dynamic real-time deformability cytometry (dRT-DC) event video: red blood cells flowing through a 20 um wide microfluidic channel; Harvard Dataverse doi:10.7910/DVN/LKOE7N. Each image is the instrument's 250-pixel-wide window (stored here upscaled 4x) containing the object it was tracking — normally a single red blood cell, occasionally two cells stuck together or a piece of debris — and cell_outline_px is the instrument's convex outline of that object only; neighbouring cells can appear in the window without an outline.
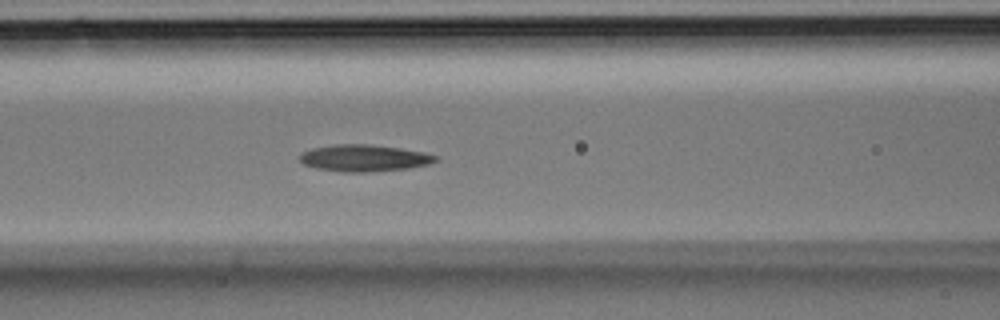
{"species": "Egyptian fruit bat (a non-hibernating species)", "species_latin": "Rousettus aegyptiacus", "temperature_condition": "room temperature", "stored_images_in_passage": 24, "camera_frame_rate_fps": 3000, "um_per_image_px": 0.085, "animal": {"sex": "male"}, "frame": {"image": 1, "passage_image": 5, "time_ms": 1.333, "image_size_px": [1000, 320], "cell_outline_px": [[432, 160], [420, 164], [396, 168], [328, 168], [308, 164], [300, 160], [300, 156], [308, 152], [320, 148], [392, 148], [416, 152], [432, 156]], "centroid_in_image_um": [30.92, 13.43], "position_along_channel_um": 135.7, "area_um2": 16.01}}
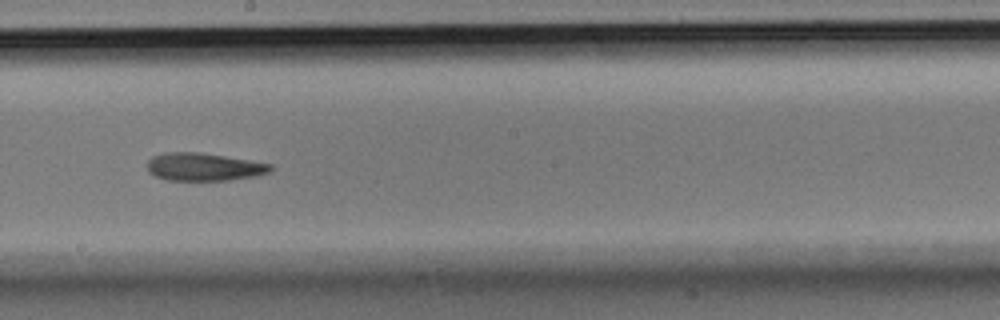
{"frame": {"image": 2, "passage_image": 10, "time_ms": 3.0, "image_size_px": [1000, 320], "cell_outline_px": [[272, 168], [264, 172], [244, 176], [216, 180], [176, 180], [160, 176], [152, 172], [148, 168], [148, 164], [156, 156], [216, 156], [268, 164]], "centroid_in_image_um": [17.34, 14.25], "position_along_channel_um": 230.9, "area_um2": 16.76}}
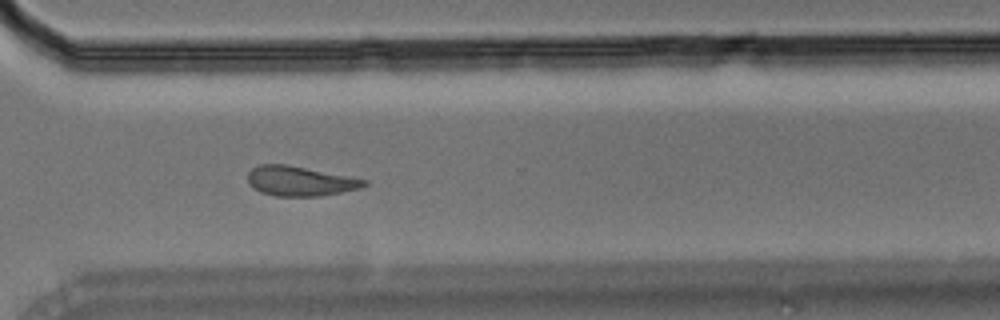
{"frame": {"image": 3, "passage_image": 16, "time_ms": 5.0, "image_size_px": [1000, 320], "cell_outline_px": [[364, 184], [356, 188], [336, 192], [312, 196], [280, 196], [264, 192], [256, 188], [248, 180], [248, 176], [256, 168], [264, 164], [280, 164], [364, 180]], "centroid_in_image_um": [25.42, 15.4], "position_along_channel_um": 345.2, "area_um2": 18.32}}